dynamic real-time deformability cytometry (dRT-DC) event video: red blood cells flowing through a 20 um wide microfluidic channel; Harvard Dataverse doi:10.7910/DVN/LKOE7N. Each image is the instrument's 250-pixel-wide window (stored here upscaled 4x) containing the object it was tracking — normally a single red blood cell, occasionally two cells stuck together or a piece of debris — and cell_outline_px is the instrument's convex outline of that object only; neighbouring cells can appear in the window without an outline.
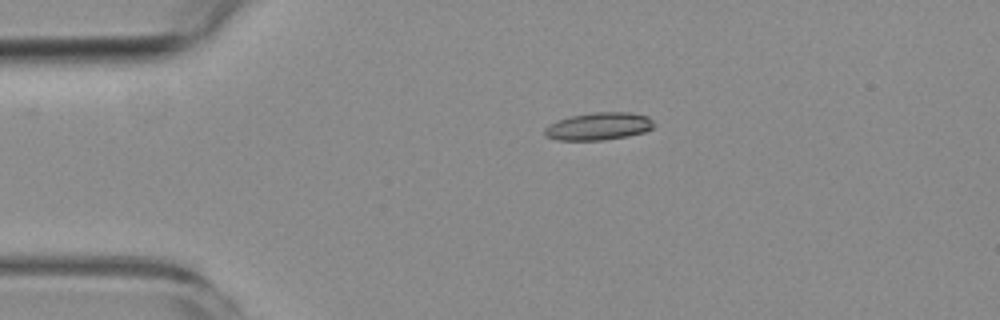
{"species": "common noctule bat (a hibernating species)", "species_latin": "Nyctalus noctula", "temperature_condition": "room temperature", "stored_images_in_passage": 3, "camera_frame_rate_fps": 3000, "um_per_image_px": 0.085, "animal": {"sex": "female", "body_mass_g": 19.3, "forearm_length_mm": 54.1}, "frame": {"image": 1, "passage_image": 2, "time_ms": 2.0, "image_size_px": [1000, 320], "cell_outline_px": [[652, 128], [644, 132], [628, 136], [600, 140], [556, 140], [544, 136], [544, 128], [548, 124], [572, 116], [592, 112], [632, 112], [648, 116], [652, 120]], "centroid_in_image_um": [50.86, 10.73], "position_along_channel_um": 34.1, "area_um2": 17.51}}